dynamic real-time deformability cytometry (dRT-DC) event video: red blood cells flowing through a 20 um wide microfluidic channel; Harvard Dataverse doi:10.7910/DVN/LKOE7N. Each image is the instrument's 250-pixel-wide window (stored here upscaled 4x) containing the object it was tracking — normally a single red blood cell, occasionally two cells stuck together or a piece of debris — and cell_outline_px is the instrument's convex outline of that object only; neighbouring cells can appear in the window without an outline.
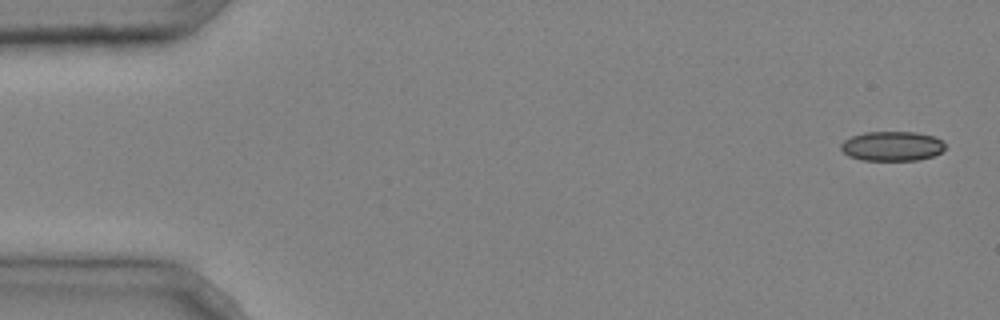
{"species": "common noctule bat (a hibernating species)", "species_latin": "Nyctalus noctula", "temperature_condition": "cold", "stored_images_in_passage": 4, "camera_frame_rate_fps": 3000, "um_per_image_px": 0.085, "animal": {"sex": "male", "body_mass_g": 20.4}, "frame": {"image": 1, "passage_image": 1, "time_ms": 0.0, "image_size_px": [1000, 320], "cell_outline_px": [[944, 148], [940, 152], [932, 156], [916, 160], [864, 160], [848, 156], [840, 148], [840, 144], [844, 140], [852, 136], [864, 132], [916, 132], [932, 136], [940, 140], [944, 144]], "centroid_in_image_um": [75.78, 12.42], "position_along_channel_um": 9.2, "area_um2": 17.8}}
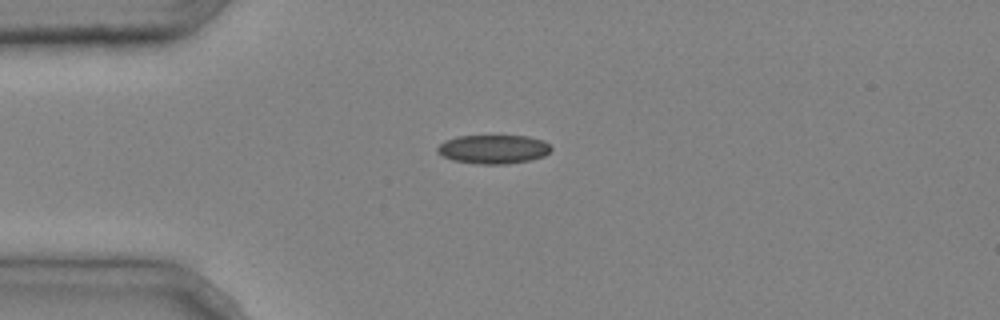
{"frame": {"image": 2, "passage_image": 4, "time_ms": 1.0, "image_size_px": [1000, 320], "cell_outline_px": [[552, 148], [544, 156], [528, 160], [508, 164], [480, 164], [452, 160], [436, 152], [436, 148], [444, 140], [456, 136], [528, 136], [544, 140]], "centroid_in_image_um": [41.91, 12.68], "position_along_channel_um": 43.1, "area_um2": 19.13}}